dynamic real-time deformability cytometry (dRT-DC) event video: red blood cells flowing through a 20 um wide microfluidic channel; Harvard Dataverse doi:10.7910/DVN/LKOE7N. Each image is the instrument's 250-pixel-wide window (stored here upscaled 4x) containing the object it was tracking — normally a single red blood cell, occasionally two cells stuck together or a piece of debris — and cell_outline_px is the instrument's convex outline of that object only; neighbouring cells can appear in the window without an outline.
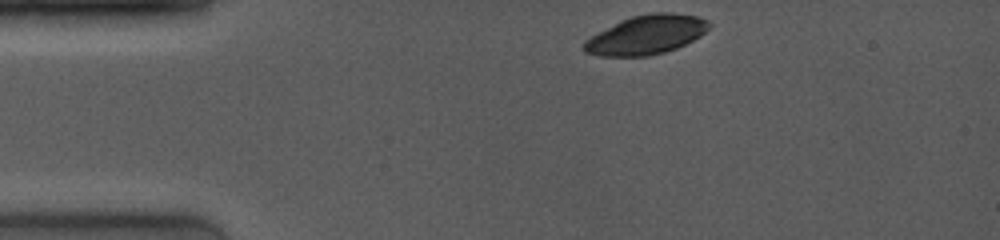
{"species": "common noctule bat (a hibernating species)", "species_latin": "Nyctalus noctula", "temperature_condition": "room temperature", "stored_images_in_passage": 4, "camera_frame_rate_fps": 4000, "um_per_image_px": 0.085, "animal": {"sex": "female", "body_mass_g": 19.0, "forearm_length_mm": 53.3}, "frame": {"image": 1, "passage_image": 1, "time_ms": 0.0, "image_size_px": [1000, 240], "cell_outline_px": [[712, 24], [700, 36], [676, 48], [664, 52], [648, 56], [600, 56], [584, 52], [584, 40], [620, 20], [632, 16], [648, 12], [672, 12], [700, 16], [708, 20]], "centroid_in_image_um": [54.95, 2.94], "position_along_channel_um": 30.0, "area_um2": 28.55}}